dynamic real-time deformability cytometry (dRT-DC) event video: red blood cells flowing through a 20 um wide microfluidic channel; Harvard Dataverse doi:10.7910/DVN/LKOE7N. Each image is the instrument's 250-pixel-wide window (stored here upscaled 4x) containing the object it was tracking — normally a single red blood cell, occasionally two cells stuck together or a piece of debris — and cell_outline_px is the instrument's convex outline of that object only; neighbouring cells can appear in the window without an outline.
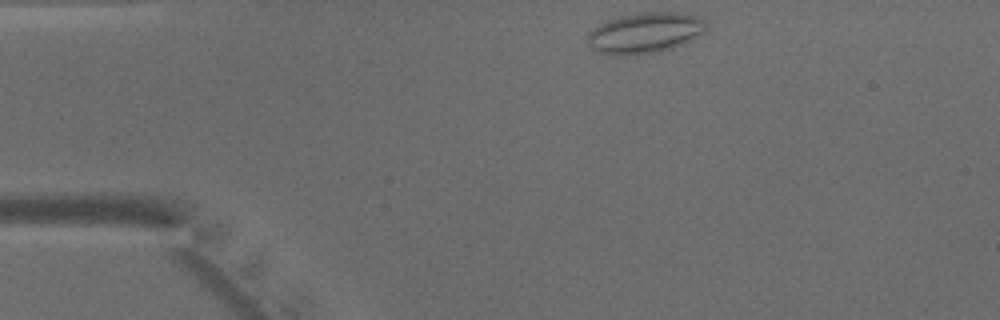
{"species": "common noctule bat (a hibernating species)", "species_latin": "Nyctalus noctula", "temperature_condition": "warm", "stored_images_in_passage": 39, "camera_frame_rate_fps": 3000, "um_per_image_px": 0.085, "animal": {"sex": "male", "body_mass_g": 15.6}, "frame": {"image": 1, "passage_image": 1, "time_ms": 0.0, "image_size_px": [1000, 320], "cell_outline_px": [[708, 28], [704, 32], [684, 44], [660, 52], [628, 56], [612, 56], [600, 52], [592, 48], [588, 44], [588, 32], [592, 28], [616, 16], [644, 12], [676, 12], [696, 16], [704, 20], [708, 24]], "centroid_in_image_um": [54.82, 2.81], "position_along_channel_um": 30.2, "area_um2": 28.55}}
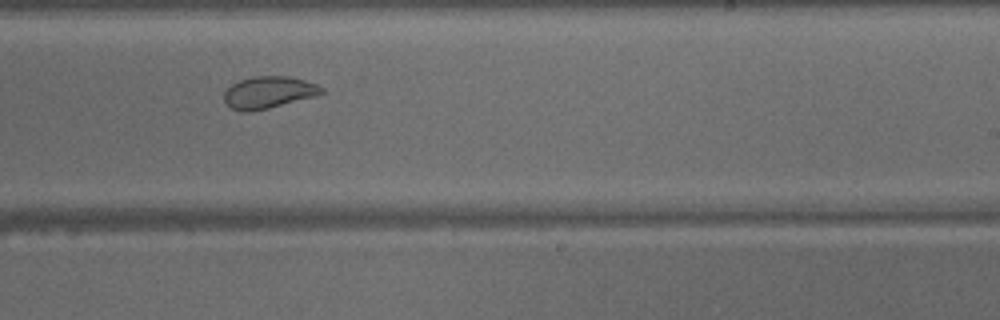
{"frame": {"image": 2, "passage_image": 21, "time_ms": 6.667, "image_size_px": [1000, 320], "cell_outline_px": [[324, 92], [312, 96], [268, 108], [248, 112], [244, 112], [232, 108], [224, 100], [224, 92], [232, 84], [240, 80], [256, 76], [292, 76], [316, 84], [324, 88]], "centroid_in_image_um": [22.81, 7.84], "position_along_channel_um": 266.2, "area_um2": 17.8}}
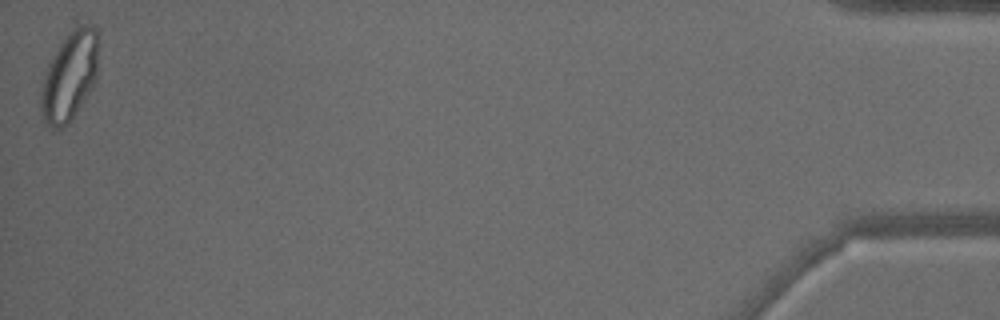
{"frame": {"image": 3, "passage_image": 39, "time_ms": 12.667, "image_size_px": [1000, 320], "cell_outline_px": [[100, 32], [96, 76], [92, 88], [68, 124], [52, 132], [44, 120], [40, 108], [40, 88], [48, 64], [56, 48], [68, 32], [72, 28], [80, 24], [88, 24], [96, 28]], "centroid_in_image_um": [5.92, 6.44], "position_along_channel_um": 429.3, "area_um2": 30.46}}